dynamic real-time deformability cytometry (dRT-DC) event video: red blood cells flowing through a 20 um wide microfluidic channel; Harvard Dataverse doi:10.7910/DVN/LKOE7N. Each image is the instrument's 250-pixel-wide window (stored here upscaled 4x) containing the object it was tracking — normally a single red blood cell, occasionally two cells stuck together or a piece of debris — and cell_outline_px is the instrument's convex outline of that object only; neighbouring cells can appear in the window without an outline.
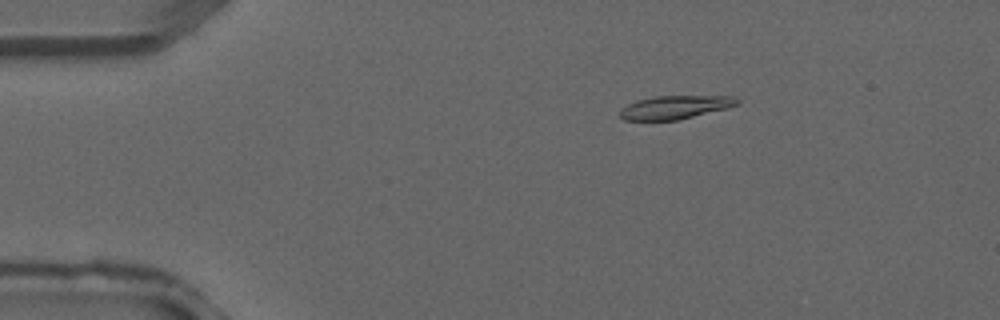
{"species": "common noctule bat (a hibernating species)", "species_latin": "Nyctalus noctula", "temperature_condition": "warm", "stored_images_in_passage": 3, "camera_frame_rate_fps": 3000, "um_per_image_px": 0.085, "animal": {"sex": "male", "forearm_length_mm": 52.5}, "frame": {"image": 1, "passage_image": 2, "time_ms": 0.333, "image_size_px": [1000, 320], "cell_outline_px": [[740, 100], [736, 104], [728, 108], [680, 120], [624, 120], [620, 116], [620, 112], [628, 104], [636, 100], [656, 96], [732, 96]], "centroid_in_image_um": [57.4, 9.12], "position_along_channel_um": 27.6, "area_um2": 15.9}}
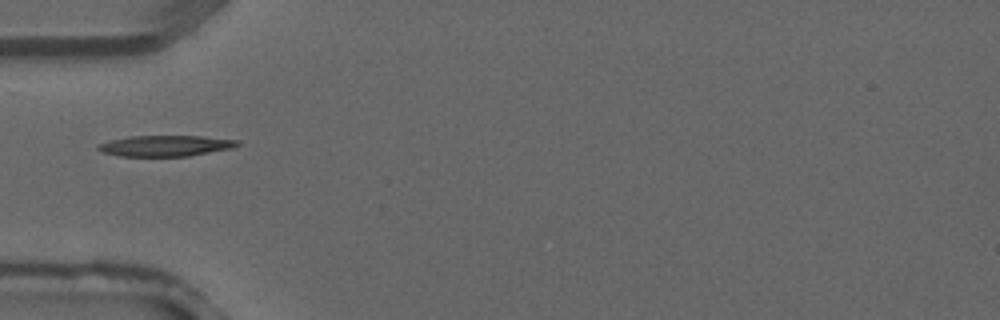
{"frame": {"image": 2, "passage_image": 3, "time_ms": 0.667, "image_size_px": [1000, 320], "cell_outline_px": [[240, 144], [236, 148], [188, 156], [120, 156], [100, 152], [96, 148], [96, 144], [112, 140], [132, 136], [204, 136], [240, 140]], "centroid_in_image_um": [14.11, 12.39], "position_along_channel_um": 70.9, "area_um2": 17.17}}